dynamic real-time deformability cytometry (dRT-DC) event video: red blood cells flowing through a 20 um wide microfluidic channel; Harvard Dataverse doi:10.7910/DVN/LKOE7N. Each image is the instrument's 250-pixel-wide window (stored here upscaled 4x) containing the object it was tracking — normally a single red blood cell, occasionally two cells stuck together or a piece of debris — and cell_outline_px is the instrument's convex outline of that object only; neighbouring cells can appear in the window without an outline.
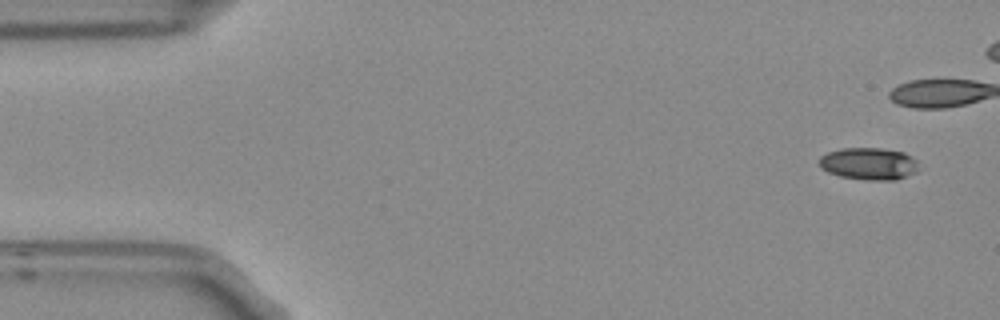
{"species": "Egyptian fruit bat (a non-hibernating species)", "species_latin": "Rousettus aegyptiacus", "temperature_condition": "room temperature", "stored_images_in_passage": 8, "camera_frame_rate_fps": 3000, "um_per_image_px": 0.085, "frame": {"image": 1, "passage_image": 1, "time_ms": 0.0, "image_size_px": [1000, 320], "cell_outline_px": [[916, 172], [896, 180], [868, 180], [840, 176], [828, 172], [820, 168], [816, 160], [820, 156], [828, 152], [840, 148], [880, 148], [904, 152], [912, 156], [916, 160]], "centroid_in_image_um": [73.79, 13.91], "position_along_channel_um": 11.2, "area_um2": 18.79}}